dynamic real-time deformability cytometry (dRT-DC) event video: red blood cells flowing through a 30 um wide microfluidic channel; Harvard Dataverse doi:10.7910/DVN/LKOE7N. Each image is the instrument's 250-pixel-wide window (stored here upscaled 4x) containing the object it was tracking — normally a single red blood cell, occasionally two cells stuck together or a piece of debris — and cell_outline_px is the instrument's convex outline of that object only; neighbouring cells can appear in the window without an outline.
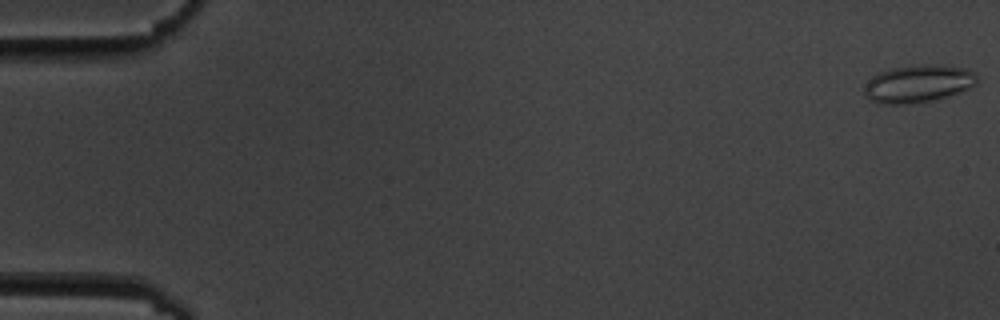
{"species": "common noctule bat (a hibernating species)", "species_latin": "Nyctalus noctula", "temperature_condition": "cold", "stored_images_in_passage": 7, "camera_frame_rate_fps": 3000, "um_per_image_px": 0.085, "animal": {"sex": "male", "body_mass_g": 19.5, "forearm_length_mm": 54.6}, "frame": {"image": 1, "passage_image": 1, "time_ms": 0.0, "image_size_px": [1000, 320], "cell_outline_px": [[976, 84], [968, 88], [948, 96], [932, 100], [908, 104], [876, 104], [868, 100], [864, 92], [864, 88], [868, 80], [872, 76], [880, 72], [892, 68], [924, 64], [940, 64], [968, 68], [976, 72]], "centroid_in_image_um": [78.03, 7.11], "position_along_channel_um": 7.0, "area_um2": 24.91}}
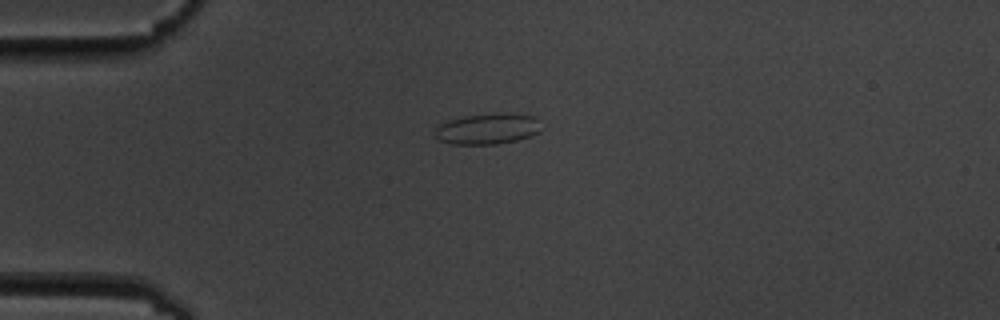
{"frame": {"image": 2, "passage_image": 5, "time_ms": 4.667, "image_size_px": [1000, 320], "cell_outline_px": [[540, 132], [516, 140], [496, 144], [452, 144], [440, 140], [436, 136], [436, 128], [440, 124], [448, 120], [464, 116], [536, 116], [540, 120]], "centroid_in_image_um": [41.42, 11.0], "position_along_channel_um": 43.6, "area_um2": 18.09}}
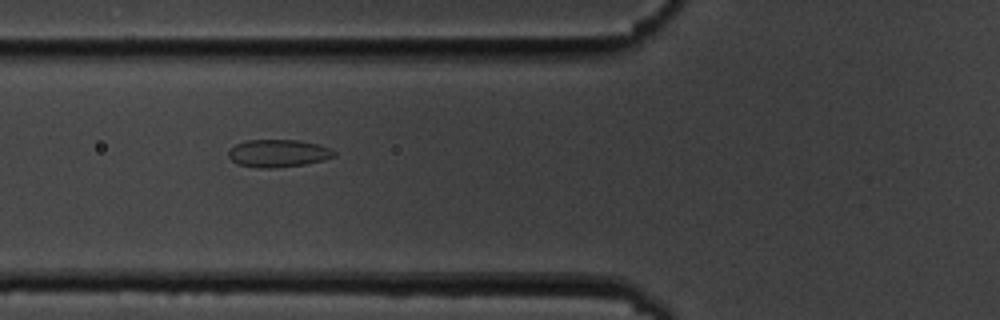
{"frame": {"image": 3, "passage_image": 7, "time_ms": 7.0, "image_size_px": [1000, 320], "cell_outline_px": [[336, 156], [324, 160], [304, 164], [276, 168], [256, 168], [236, 164], [228, 156], [228, 152], [236, 144], [244, 140], [300, 140], [316, 144], [328, 148], [336, 152]], "centroid_in_image_um": [23.62, 13.04], "position_along_channel_um": 102.2, "area_um2": 17.05}}